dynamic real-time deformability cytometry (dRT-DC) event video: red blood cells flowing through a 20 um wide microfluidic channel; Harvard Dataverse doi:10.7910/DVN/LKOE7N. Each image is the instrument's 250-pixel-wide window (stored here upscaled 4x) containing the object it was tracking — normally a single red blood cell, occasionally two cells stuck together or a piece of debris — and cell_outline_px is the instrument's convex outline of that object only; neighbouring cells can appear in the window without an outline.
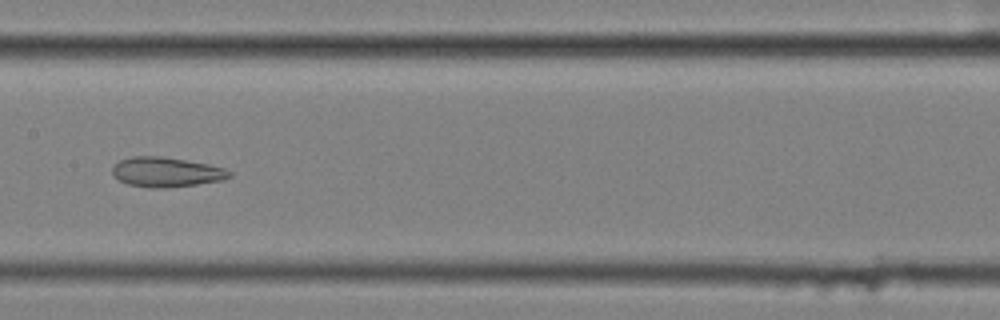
{"species": "common noctule bat (a hibernating species)", "species_latin": "Nyctalus noctula", "temperature_condition": "cold", "stored_images_in_passage": 56, "segment_of_instrument_passage": [2, 2], "camera_frame_rate_fps": 3000, "um_per_image_px": 0.085, "animal": {"sex": "female", "body_mass_g": 25.1}, "frame": {"image": 1, "passage_image": 29, "time_ms": 9.333, "image_size_px": [1000, 320], "cell_outline_px": [[232, 176], [224, 180], [168, 188], [152, 188], [128, 184], [112, 176], [112, 168], [120, 160], [132, 156], [160, 156], [208, 164], [224, 168], [232, 172]], "centroid_in_image_um": [14.14, 14.63], "position_along_channel_um": 193.3, "area_um2": 20.29}}
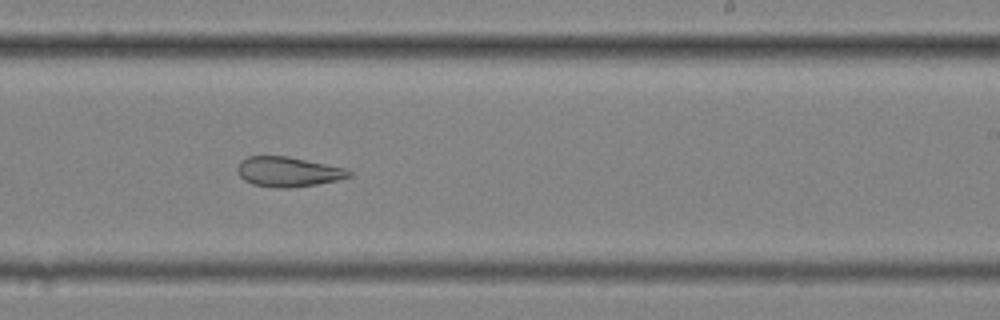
{"frame": {"image": 2, "passage_image": 35, "time_ms": 11.333, "image_size_px": [1000, 320], "cell_outline_px": [[352, 176], [340, 180], [316, 184], [288, 188], [276, 188], [252, 184], [244, 180], [236, 172], [236, 168], [240, 160], [248, 156], [288, 156], [348, 168], [352, 172]], "centroid_in_image_um": [24.5, 14.59], "position_along_channel_um": 264.5, "area_um2": 19.77}}
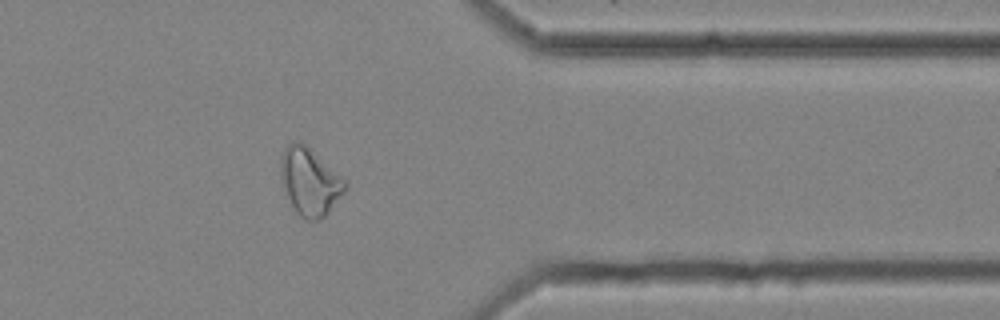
{"frame": {"image": 3, "passage_image": 46, "time_ms": 15.0, "image_size_px": [1000, 320], "cell_outline_px": [[348, 184], [344, 192], [328, 212], [320, 220], [304, 220], [296, 212], [284, 188], [280, 176], [280, 160], [284, 148], [288, 144], [296, 140], [300, 140], [340, 176]], "centroid_in_image_um": [26.3, 15.44], "position_along_channel_um": 385.1, "area_um2": 24.8}}